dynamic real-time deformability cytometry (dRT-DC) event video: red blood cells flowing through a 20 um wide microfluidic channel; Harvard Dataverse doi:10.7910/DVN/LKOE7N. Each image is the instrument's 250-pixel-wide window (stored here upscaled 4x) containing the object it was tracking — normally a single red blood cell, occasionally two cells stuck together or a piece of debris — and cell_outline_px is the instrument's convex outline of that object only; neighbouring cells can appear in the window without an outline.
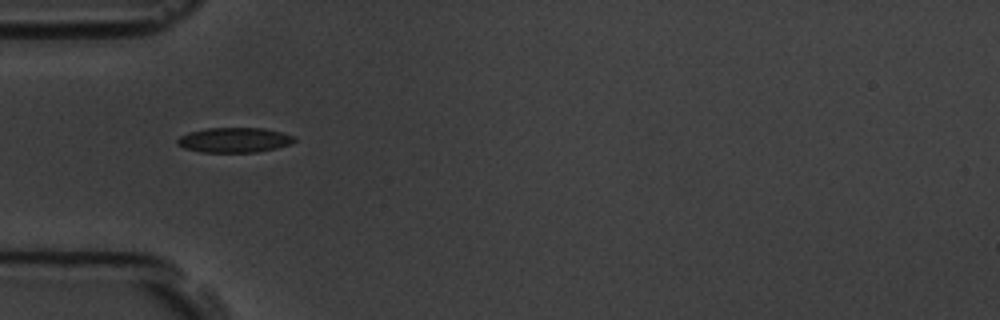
{"species": "common noctule bat (a hibernating species)", "species_latin": "Nyctalus noctula", "temperature_condition": "room temperature", "stored_images_in_passage": 1, "camera_frame_rate_fps": 3000, "um_per_image_px": 0.085, "animal": {"sex": "male", "body_mass_g": 19.5, "forearm_length_mm": 54.6}, "frame": {"image": 1, "passage_image": 1, "time_ms": 0.0, "image_size_px": [1000, 320], "cell_outline_px": [[296, 140], [292, 144], [276, 148], [256, 152], [200, 152], [184, 148], [176, 144], [176, 140], [180, 136], [188, 132], [204, 128], [264, 128], [296, 136]], "centroid_in_image_um": [19.91, 11.9], "position_along_channel_um": 65.1, "area_um2": 17.17}}